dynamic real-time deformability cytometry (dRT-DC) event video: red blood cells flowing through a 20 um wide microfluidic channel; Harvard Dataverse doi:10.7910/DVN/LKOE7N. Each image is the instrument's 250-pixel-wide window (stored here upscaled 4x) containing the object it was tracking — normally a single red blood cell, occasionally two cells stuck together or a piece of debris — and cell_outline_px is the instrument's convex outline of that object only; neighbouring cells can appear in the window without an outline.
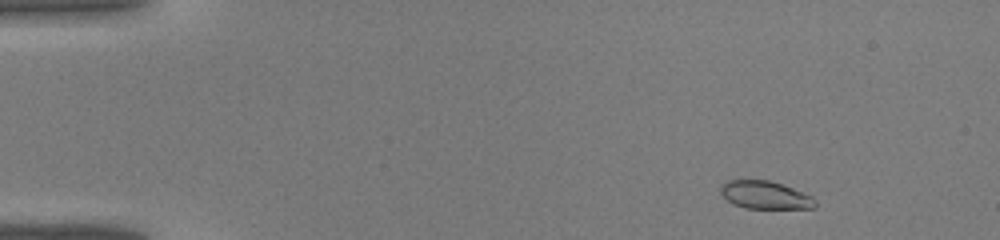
{"species": "common noctule bat (a hibernating species)", "species_latin": "Nyctalus noctula", "temperature_condition": "warm", "stored_images_in_passage": 11, "camera_frame_rate_fps": 3000, "um_per_image_px": 0.085, "animal": {"sex": "male", "body_mass_g": 19.0, "forearm_length_mm": 50.8}, "frame": {"image": 1, "passage_image": 2, "time_ms": 0.333, "image_size_px": [1000, 240], "cell_outline_px": [[816, 204], [812, 208], [744, 208], [732, 204], [720, 192], [720, 188], [728, 180], [768, 180], [792, 188], [812, 196]], "centroid_in_image_um": [65.01, 16.58], "position_along_channel_um": 20.0, "area_um2": 15.09}}